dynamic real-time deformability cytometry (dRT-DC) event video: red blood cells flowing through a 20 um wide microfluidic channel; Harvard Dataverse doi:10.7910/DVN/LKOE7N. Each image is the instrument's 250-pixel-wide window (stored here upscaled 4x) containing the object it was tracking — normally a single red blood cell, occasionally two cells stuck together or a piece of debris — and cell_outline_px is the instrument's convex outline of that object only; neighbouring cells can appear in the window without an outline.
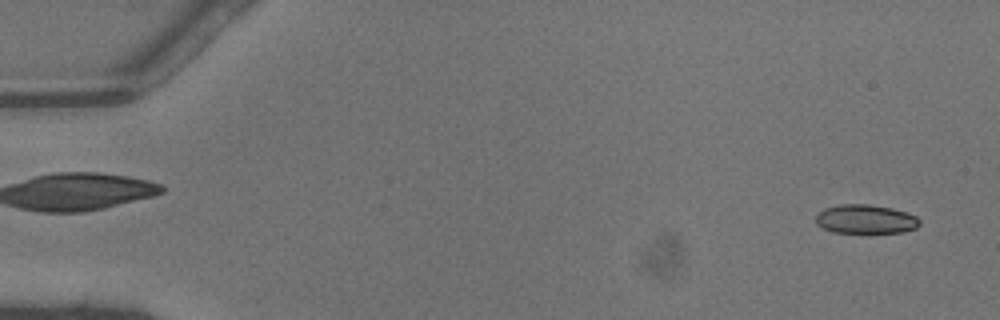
{"species": "common noctule bat (a hibernating species)", "species_latin": "Nyctalus noctula", "temperature_condition": "warm", "stored_images_in_passage": 46, "camera_frame_rate_fps": 3000, "um_per_image_px": 0.085, "animal": {"sex": "male", "body_mass_g": 13.3}, "frame": {"image": 1, "passage_image": 2, "time_ms": 0.333, "image_size_px": [1000, 320], "cell_outline_px": [[920, 224], [916, 228], [904, 232], [832, 232], [816, 224], [816, 216], [824, 208], [840, 204], [868, 204], [892, 208], [908, 212], [916, 216], [920, 220]], "centroid_in_image_um": [73.6, 18.62], "position_along_channel_um": 11.4, "area_um2": 17.51}}
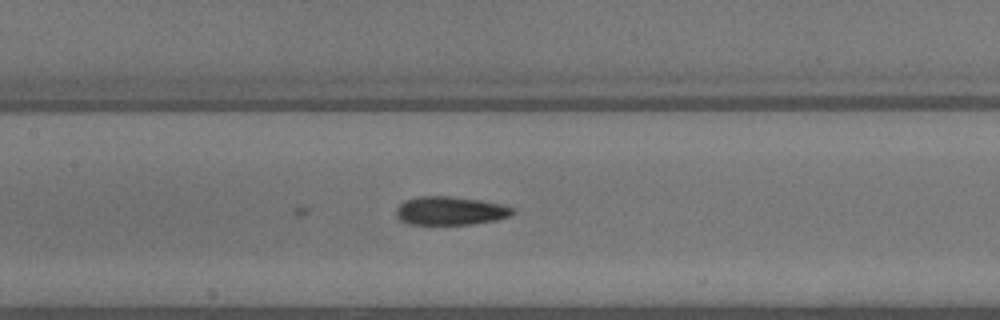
{"frame": {"image": 2, "passage_image": 22, "time_ms": 7.0, "image_size_px": [1000, 320], "cell_outline_px": [[516, 212], [512, 216], [496, 220], [472, 224], [408, 224], [400, 220], [396, 216], [396, 208], [404, 200], [420, 196], [452, 196], [480, 200], [504, 204], [512, 208]], "centroid_in_image_um": [38.29, 17.91], "position_along_channel_um": 169.1, "area_um2": 19.54}}
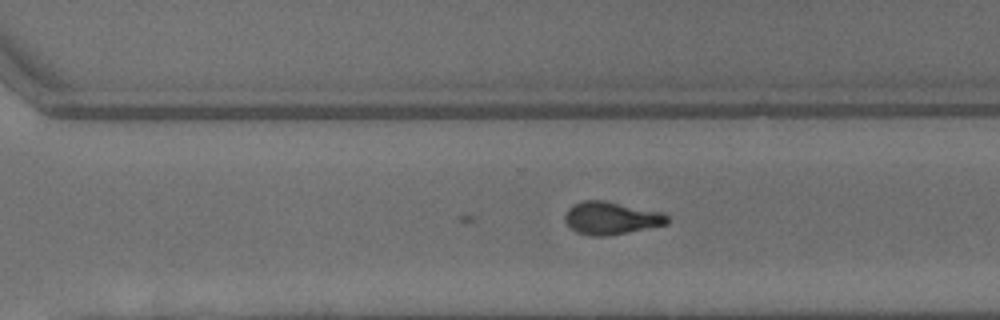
{"frame": {"image": 3, "passage_image": 32, "time_ms": 10.333, "image_size_px": [1000, 320], "cell_outline_px": [[668, 224], [608, 236], [588, 236], [576, 232], [564, 220], [564, 216], [568, 208], [572, 204], [584, 200], [604, 200], [664, 212], [668, 216]], "centroid_in_image_um": [51.94, 18.53], "position_along_channel_um": 318.7, "area_um2": 19.71}}